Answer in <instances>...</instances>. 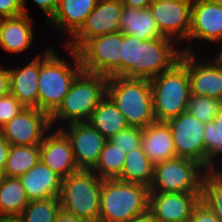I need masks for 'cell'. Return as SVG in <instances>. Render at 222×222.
Wrapping results in <instances>:
<instances>
[{
  "label": "cell",
  "mask_w": 222,
  "mask_h": 222,
  "mask_svg": "<svg viewBox=\"0 0 222 222\" xmlns=\"http://www.w3.org/2000/svg\"><path fill=\"white\" fill-rule=\"evenodd\" d=\"M39 147L40 160L62 179L79 170L70 140L60 129L52 128Z\"/></svg>",
  "instance_id": "18"
},
{
  "label": "cell",
  "mask_w": 222,
  "mask_h": 222,
  "mask_svg": "<svg viewBox=\"0 0 222 222\" xmlns=\"http://www.w3.org/2000/svg\"><path fill=\"white\" fill-rule=\"evenodd\" d=\"M59 129L70 140L78 169L92 170L107 139L88 122L69 123Z\"/></svg>",
  "instance_id": "15"
},
{
  "label": "cell",
  "mask_w": 222,
  "mask_h": 222,
  "mask_svg": "<svg viewBox=\"0 0 222 222\" xmlns=\"http://www.w3.org/2000/svg\"><path fill=\"white\" fill-rule=\"evenodd\" d=\"M218 170L222 173V166L218 168Z\"/></svg>",
  "instance_id": "48"
},
{
  "label": "cell",
  "mask_w": 222,
  "mask_h": 222,
  "mask_svg": "<svg viewBox=\"0 0 222 222\" xmlns=\"http://www.w3.org/2000/svg\"><path fill=\"white\" fill-rule=\"evenodd\" d=\"M179 45L165 36L139 41L138 63L124 77L150 80L171 69L183 53Z\"/></svg>",
  "instance_id": "9"
},
{
  "label": "cell",
  "mask_w": 222,
  "mask_h": 222,
  "mask_svg": "<svg viewBox=\"0 0 222 222\" xmlns=\"http://www.w3.org/2000/svg\"><path fill=\"white\" fill-rule=\"evenodd\" d=\"M60 209V198L51 197L30 201L20 215L23 222H54Z\"/></svg>",
  "instance_id": "32"
},
{
  "label": "cell",
  "mask_w": 222,
  "mask_h": 222,
  "mask_svg": "<svg viewBox=\"0 0 222 222\" xmlns=\"http://www.w3.org/2000/svg\"><path fill=\"white\" fill-rule=\"evenodd\" d=\"M29 202L19 178L1 177L0 215H20Z\"/></svg>",
  "instance_id": "27"
},
{
  "label": "cell",
  "mask_w": 222,
  "mask_h": 222,
  "mask_svg": "<svg viewBox=\"0 0 222 222\" xmlns=\"http://www.w3.org/2000/svg\"><path fill=\"white\" fill-rule=\"evenodd\" d=\"M108 77L81 71L73 80L61 105L50 116L51 126L87 122L94 109L107 95Z\"/></svg>",
  "instance_id": "2"
},
{
  "label": "cell",
  "mask_w": 222,
  "mask_h": 222,
  "mask_svg": "<svg viewBox=\"0 0 222 222\" xmlns=\"http://www.w3.org/2000/svg\"><path fill=\"white\" fill-rule=\"evenodd\" d=\"M199 41L209 43V46L222 41V6L211 0H192L191 27L188 40L181 46L182 51L198 52L193 46Z\"/></svg>",
  "instance_id": "10"
},
{
  "label": "cell",
  "mask_w": 222,
  "mask_h": 222,
  "mask_svg": "<svg viewBox=\"0 0 222 222\" xmlns=\"http://www.w3.org/2000/svg\"><path fill=\"white\" fill-rule=\"evenodd\" d=\"M201 193L150 192L148 213L157 222H188Z\"/></svg>",
  "instance_id": "16"
},
{
  "label": "cell",
  "mask_w": 222,
  "mask_h": 222,
  "mask_svg": "<svg viewBox=\"0 0 222 222\" xmlns=\"http://www.w3.org/2000/svg\"><path fill=\"white\" fill-rule=\"evenodd\" d=\"M31 1L35 3V5H37L40 8V10H42L46 19L45 22H47L52 17L59 4V0H31ZM21 2L24 14H30L28 12L29 8H27L28 6L26 4L27 0H21Z\"/></svg>",
  "instance_id": "38"
},
{
  "label": "cell",
  "mask_w": 222,
  "mask_h": 222,
  "mask_svg": "<svg viewBox=\"0 0 222 222\" xmlns=\"http://www.w3.org/2000/svg\"><path fill=\"white\" fill-rule=\"evenodd\" d=\"M51 129L47 113L38 108L25 107L0 129V134L10 145L36 146L43 142Z\"/></svg>",
  "instance_id": "13"
},
{
  "label": "cell",
  "mask_w": 222,
  "mask_h": 222,
  "mask_svg": "<svg viewBox=\"0 0 222 222\" xmlns=\"http://www.w3.org/2000/svg\"><path fill=\"white\" fill-rule=\"evenodd\" d=\"M141 147L154 165L177 157L173 135L167 122L155 121L142 128Z\"/></svg>",
  "instance_id": "23"
},
{
  "label": "cell",
  "mask_w": 222,
  "mask_h": 222,
  "mask_svg": "<svg viewBox=\"0 0 222 222\" xmlns=\"http://www.w3.org/2000/svg\"><path fill=\"white\" fill-rule=\"evenodd\" d=\"M153 113L156 121L168 122L187 111L190 80L187 70V52H183L171 69L150 79Z\"/></svg>",
  "instance_id": "3"
},
{
  "label": "cell",
  "mask_w": 222,
  "mask_h": 222,
  "mask_svg": "<svg viewBox=\"0 0 222 222\" xmlns=\"http://www.w3.org/2000/svg\"><path fill=\"white\" fill-rule=\"evenodd\" d=\"M33 20L30 14L1 18L0 49L12 55L30 49L36 39Z\"/></svg>",
  "instance_id": "21"
},
{
  "label": "cell",
  "mask_w": 222,
  "mask_h": 222,
  "mask_svg": "<svg viewBox=\"0 0 222 222\" xmlns=\"http://www.w3.org/2000/svg\"><path fill=\"white\" fill-rule=\"evenodd\" d=\"M107 96L124 115L129 126L146 128L156 121L150 80L108 77Z\"/></svg>",
  "instance_id": "5"
},
{
  "label": "cell",
  "mask_w": 222,
  "mask_h": 222,
  "mask_svg": "<svg viewBox=\"0 0 222 222\" xmlns=\"http://www.w3.org/2000/svg\"><path fill=\"white\" fill-rule=\"evenodd\" d=\"M127 222H157L149 213L141 215L139 217L132 218Z\"/></svg>",
  "instance_id": "46"
},
{
  "label": "cell",
  "mask_w": 222,
  "mask_h": 222,
  "mask_svg": "<svg viewBox=\"0 0 222 222\" xmlns=\"http://www.w3.org/2000/svg\"><path fill=\"white\" fill-rule=\"evenodd\" d=\"M142 128L128 126L115 136L111 137L109 141L116 147L128 154L134 149L141 147Z\"/></svg>",
  "instance_id": "34"
},
{
  "label": "cell",
  "mask_w": 222,
  "mask_h": 222,
  "mask_svg": "<svg viewBox=\"0 0 222 222\" xmlns=\"http://www.w3.org/2000/svg\"><path fill=\"white\" fill-rule=\"evenodd\" d=\"M217 46L218 48L216 49H219V50H215L216 51V55L215 54H210V56L208 57H211V59L220 67L222 68V41L217 43ZM220 47V48H219ZM214 55V56H213ZM213 57V58H212Z\"/></svg>",
  "instance_id": "44"
},
{
  "label": "cell",
  "mask_w": 222,
  "mask_h": 222,
  "mask_svg": "<svg viewBox=\"0 0 222 222\" xmlns=\"http://www.w3.org/2000/svg\"><path fill=\"white\" fill-rule=\"evenodd\" d=\"M222 108V100L208 96L190 94L187 111L199 121L207 123L213 121Z\"/></svg>",
  "instance_id": "33"
},
{
  "label": "cell",
  "mask_w": 222,
  "mask_h": 222,
  "mask_svg": "<svg viewBox=\"0 0 222 222\" xmlns=\"http://www.w3.org/2000/svg\"><path fill=\"white\" fill-rule=\"evenodd\" d=\"M0 222H23L21 215H0Z\"/></svg>",
  "instance_id": "45"
},
{
  "label": "cell",
  "mask_w": 222,
  "mask_h": 222,
  "mask_svg": "<svg viewBox=\"0 0 222 222\" xmlns=\"http://www.w3.org/2000/svg\"><path fill=\"white\" fill-rule=\"evenodd\" d=\"M177 157L195 160L205 167L204 126L188 111L169 120Z\"/></svg>",
  "instance_id": "14"
},
{
  "label": "cell",
  "mask_w": 222,
  "mask_h": 222,
  "mask_svg": "<svg viewBox=\"0 0 222 222\" xmlns=\"http://www.w3.org/2000/svg\"><path fill=\"white\" fill-rule=\"evenodd\" d=\"M61 46L68 52V59L59 56L52 45L45 48L43 53L40 52L38 109L49 116L61 105L73 80L82 71L77 51Z\"/></svg>",
  "instance_id": "1"
},
{
  "label": "cell",
  "mask_w": 222,
  "mask_h": 222,
  "mask_svg": "<svg viewBox=\"0 0 222 222\" xmlns=\"http://www.w3.org/2000/svg\"><path fill=\"white\" fill-rule=\"evenodd\" d=\"M2 65H0V99L10 93L9 70L7 66Z\"/></svg>",
  "instance_id": "40"
},
{
  "label": "cell",
  "mask_w": 222,
  "mask_h": 222,
  "mask_svg": "<svg viewBox=\"0 0 222 222\" xmlns=\"http://www.w3.org/2000/svg\"><path fill=\"white\" fill-rule=\"evenodd\" d=\"M54 222H87V221L79 219L73 213H70L61 208L57 213Z\"/></svg>",
  "instance_id": "42"
},
{
  "label": "cell",
  "mask_w": 222,
  "mask_h": 222,
  "mask_svg": "<svg viewBox=\"0 0 222 222\" xmlns=\"http://www.w3.org/2000/svg\"><path fill=\"white\" fill-rule=\"evenodd\" d=\"M154 0H122L123 5L135 9H146Z\"/></svg>",
  "instance_id": "43"
},
{
  "label": "cell",
  "mask_w": 222,
  "mask_h": 222,
  "mask_svg": "<svg viewBox=\"0 0 222 222\" xmlns=\"http://www.w3.org/2000/svg\"><path fill=\"white\" fill-rule=\"evenodd\" d=\"M122 42V32L86 41L77 50L82 71L106 77L122 76Z\"/></svg>",
  "instance_id": "8"
},
{
  "label": "cell",
  "mask_w": 222,
  "mask_h": 222,
  "mask_svg": "<svg viewBox=\"0 0 222 222\" xmlns=\"http://www.w3.org/2000/svg\"><path fill=\"white\" fill-rule=\"evenodd\" d=\"M150 189L118 179H104L99 222H127L148 213Z\"/></svg>",
  "instance_id": "4"
},
{
  "label": "cell",
  "mask_w": 222,
  "mask_h": 222,
  "mask_svg": "<svg viewBox=\"0 0 222 222\" xmlns=\"http://www.w3.org/2000/svg\"><path fill=\"white\" fill-rule=\"evenodd\" d=\"M10 144L8 141L0 134V173L3 174L5 163L9 154Z\"/></svg>",
  "instance_id": "41"
},
{
  "label": "cell",
  "mask_w": 222,
  "mask_h": 222,
  "mask_svg": "<svg viewBox=\"0 0 222 222\" xmlns=\"http://www.w3.org/2000/svg\"><path fill=\"white\" fill-rule=\"evenodd\" d=\"M87 122L107 140L129 126L124 115L107 95Z\"/></svg>",
  "instance_id": "25"
},
{
  "label": "cell",
  "mask_w": 222,
  "mask_h": 222,
  "mask_svg": "<svg viewBox=\"0 0 222 222\" xmlns=\"http://www.w3.org/2000/svg\"><path fill=\"white\" fill-rule=\"evenodd\" d=\"M200 199L222 222V173L218 169L208 170L205 173Z\"/></svg>",
  "instance_id": "31"
},
{
  "label": "cell",
  "mask_w": 222,
  "mask_h": 222,
  "mask_svg": "<svg viewBox=\"0 0 222 222\" xmlns=\"http://www.w3.org/2000/svg\"><path fill=\"white\" fill-rule=\"evenodd\" d=\"M192 0H154L149 9L160 33L182 46L191 27Z\"/></svg>",
  "instance_id": "12"
},
{
  "label": "cell",
  "mask_w": 222,
  "mask_h": 222,
  "mask_svg": "<svg viewBox=\"0 0 222 222\" xmlns=\"http://www.w3.org/2000/svg\"><path fill=\"white\" fill-rule=\"evenodd\" d=\"M126 154L109 140L101 151L96 166L92 169L101 179H118L125 164Z\"/></svg>",
  "instance_id": "30"
},
{
  "label": "cell",
  "mask_w": 222,
  "mask_h": 222,
  "mask_svg": "<svg viewBox=\"0 0 222 222\" xmlns=\"http://www.w3.org/2000/svg\"><path fill=\"white\" fill-rule=\"evenodd\" d=\"M153 173L154 164L140 147L126 154L125 164L118 180L149 188L153 180Z\"/></svg>",
  "instance_id": "26"
},
{
  "label": "cell",
  "mask_w": 222,
  "mask_h": 222,
  "mask_svg": "<svg viewBox=\"0 0 222 222\" xmlns=\"http://www.w3.org/2000/svg\"><path fill=\"white\" fill-rule=\"evenodd\" d=\"M25 107L12 94H7L0 99V129Z\"/></svg>",
  "instance_id": "36"
},
{
  "label": "cell",
  "mask_w": 222,
  "mask_h": 222,
  "mask_svg": "<svg viewBox=\"0 0 222 222\" xmlns=\"http://www.w3.org/2000/svg\"><path fill=\"white\" fill-rule=\"evenodd\" d=\"M120 29L123 34L136 36L142 41L164 37L149 8L135 9L123 5Z\"/></svg>",
  "instance_id": "24"
},
{
  "label": "cell",
  "mask_w": 222,
  "mask_h": 222,
  "mask_svg": "<svg viewBox=\"0 0 222 222\" xmlns=\"http://www.w3.org/2000/svg\"><path fill=\"white\" fill-rule=\"evenodd\" d=\"M211 1H213V2H215L217 4H220L222 6V0H211Z\"/></svg>",
  "instance_id": "47"
},
{
  "label": "cell",
  "mask_w": 222,
  "mask_h": 222,
  "mask_svg": "<svg viewBox=\"0 0 222 222\" xmlns=\"http://www.w3.org/2000/svg\"><path fill=\"white\" fill-rule=\"evenodd\" d=\"M103 179L92 170L79 169L62 179L61 208L87 222H99Z\"/></svg>",
  "instance_id": "6"
},
{
  "label": "cell",
  "mask_w": 222,
  "mask_h": 222,
  "mask_svg": "<svg viewBox=\"0 0 222 222\" xmlns=\"http://www.w3.org/2000/svg\"><path fill=\"white\" fill-rule=\"evenodd\" d=\"M205 168L215 170L222 166V108L213 121L205 123Z\"/></svg>",
  "instance_id": "29"
},
{
  "label": "cell",
  "mask_w": 222,
  "mask_h": 222,
  "mask_svg": "<svg viewBox=\"0 0 222 222\" xmlns=\"http://www.w3.org/2000/svg\"><path fill=\"white\" fill-rule=\"evenodd\" d=\"M208 170L199 162L176 157L154 165L150 192L201 193Z\"/></svg>",
  "instance_id": "7"
},
{
  "label": "cell",
  "mask_w": 222,
  "mask_h": 222,
  "mask_svg": "<svg viewBox=\"0 0 222 222\" xmlns=\"http://www.w3.org/2000/svg\"><path fill=\"white\" fill-rule=\"evenodd\" d=\"M24 14L21 0H0V18Z\"/></svg>",
  "instance_id": "39"
},
{
  "label": "cell",
  "mask_w": 222,
  "mask_h": 222,
  "mask_svg": "<svg viewBox=\"0 0 222 222\" xmlns=\"http://www.w3.org/2000/svg\"><path fill=\"white\" fill-rule=\"evenodd\" d=\"M99 0H59L58 7L46 22L48 28L67 34L68 41L85 23L88 15L97 6Z\"/></svg>",
  "instance_id": "20"
},
{
  "label": "cell",
  "mask_w": 222,
  "mask_h": 222,
  "mask_svg": "<svg viewBox=\"0 0 222 222\" xmlns=\"http://www.w3.org/2000/svg\"><path fill=\"white\" fill-rule=\"evenodd\" d=\"M40 161V147L11 145L2 176L20 177Z\"/></svg>",
  "instance_id": "28"
},
{
  "label": "cell",
  "mask_w": 222,
  "mask_h": 222,
  "mask_svg": "<svg viewBox=\"0 0 222 222\" xmlns=\"http://www.w3.org/2000/svg\"><path fill=\"white\" fill-rule=\"evenodd\" d=\"M27 61L26 65L8 68L9 90L26 108H38V78L40 53Z\"/></svg>",
  "instance_id": "19"
},
{
  "label": "cell",
  "mask_w": 222,
  "mask_h": 222,
  "mask_svg": "<svg viewBox=\"0 0 222 222\" xmlns=\"http://www.w3.org/2000/svg\"><path fill=\"white\" fill-rule=\"evenodd\" d=\"M188 222H220L213 211L200 199L194 206Z\"/></svg>",
  "instance_id": "37"
},
{
  "label": "cell",
  "mask_w": 222,
  "mask_h": 222,
  "mask_svg": "<svg viewBox=\"0 0 222 222\" xmlns=\"http://www.w3.org/2000/svg\"><path fill=\"white\" fill-rule=\"evenodd\" d=\"M18 178L29 201L60 196L62 178L41 160L27 173Z\"/></svg>",
  "instance_id": "22"
},
{
  "label": "cell",
  "mask_w": 222,
  "mask_h": 222,
  "mask_svg": "<svg viewBox=\"0 0 222 222\" xmlns=\"http://www.w3.org/2000/svg\"><path fill=\"white\" fill-rule=\"evenodd\" d=\"M139 39L136 36L123 34L122 42V76L138 63Z\"/></svg>",
  "instance_id": "35"
},
{
  "label": "cell",
  "mask_w": 222,
  "mask_h": 222,
  "mask_svg": "<svg viewBox=\"0 0 222 222\" xmlns=\"http://www.w3.org/2000/svg\"><path fill=\"white\" fill-rule=\"evenodd\" d=\"M199 53L187 52L190 94L222 100V68L207 57L208 53L206 57H201Z\"/></svg>",
  "instance_id": "17"
},
{
  "label": "cell",
  "mask_w": 222,
  "mask_h": 222,
  "mask_svg": "<svg viewBox=\"0 0 222 222\" xmlns=\"http://www.w3.org/2000/svg\"><path fill=\"white\" fill-rule=\"evenodd\" d=\"M122 0H99L82 27L64 46L77 51L86 41L108 33L121 32Z\"/></svg>",
  "instance_id": "11"
}]
</instances>
